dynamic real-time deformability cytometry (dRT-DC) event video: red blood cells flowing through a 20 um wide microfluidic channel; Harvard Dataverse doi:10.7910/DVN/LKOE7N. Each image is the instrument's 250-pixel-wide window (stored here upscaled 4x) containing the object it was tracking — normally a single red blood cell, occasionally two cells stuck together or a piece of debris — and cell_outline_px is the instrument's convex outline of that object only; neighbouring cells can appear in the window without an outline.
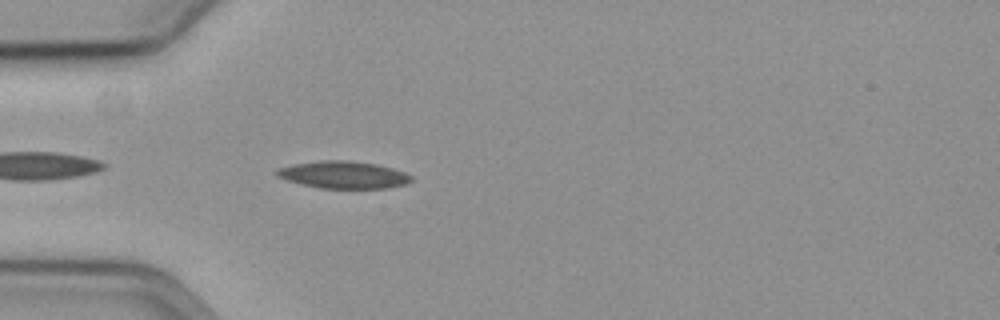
{"species": "common noctule bat (a hibernating species)", "species_latin": "Nyctalus noctula", "temperature_condition": "cold", "stored_images_in_passage": 36, "camera_frame_rate_fps": 3000, "um_per_image_px": 0.085, "animal": {"sex": "female", "body_mass_g": 19.3, "forearm_length_mm": 54.1}, "frame": {"image": 1, "passage_image": 3, "time_ms": 0.667, "image_size_px": [1000, 320], "cell_outline_px": [[412, 180], [408, 184], [388, 188], [320, 188], [300, 184], [284, 180], [276, 176], [272, 172], [276, 168], [292, 164], [320, 160], [344, 160], [376, 164], [392, 168], [404, 172], [412, 176]], "centroid_in_image_um": [29.13, 14.86], "position_along_channel_um": 55.9, "area_um2": 21.68}}
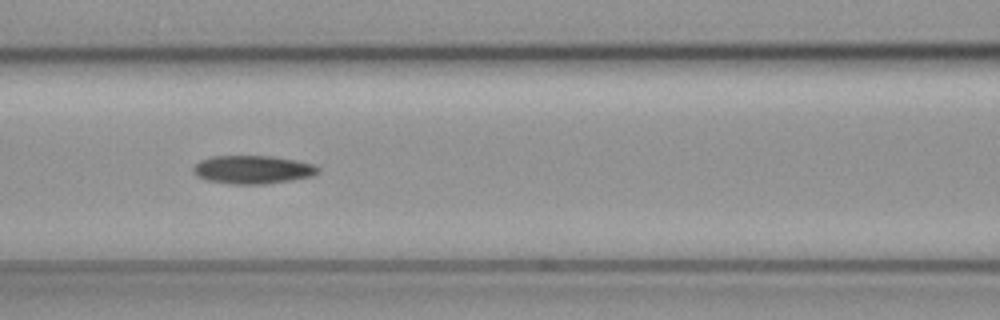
{"frame": {"image": 2, "passage_image": 11, "time_ms": 3.333, "image_size_px": [1000, 320], "cell_outline_px": [[320, 172], [312, 176], [292, 180], [264, 184], [232, 184], [208, 180], [196, 176], [192, 172], [192, 168], [200, 160], [212, 156], [272, 156], [296, 160], [312, 164], [320, 168]], "centroid_in_image_um": [21.48, 14.41], "position_along_channel_um": 145.1, "area_um2": 20.63}}
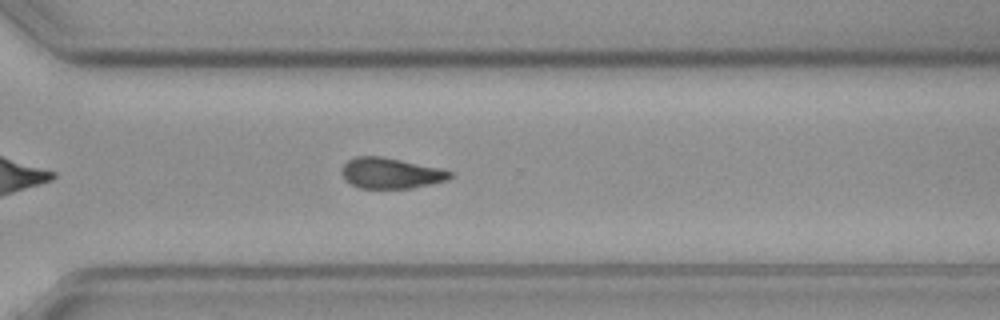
{"frame": {"image": 3, "passage_image": 27, "time_ms": 8.667, "image_size_px": [1000, 320], "cell_outline_px": [[452, 176], [448, 180], [412, 188], [360, 188], [344, 180], [340, 172], [344, 164], [348, 160], [356, 156], [380, 156], [440, 168], [452, 172]], "centroid_in_image_um": [33.19, 14.72], "position_along_channel_um": 337.4, "area_um2": 19.31}, "authors_computed_cell_mechanics": {"area_um2": 20.4323, "velocity_mm_per_s": 3.6161, "shape_relaxation_time_tau1_ms": 6.0376, "shape_relaxation_time_tau2_ms": null, "deformation_change_tau1": 0.1618, "deformation_change_tau2": null}}